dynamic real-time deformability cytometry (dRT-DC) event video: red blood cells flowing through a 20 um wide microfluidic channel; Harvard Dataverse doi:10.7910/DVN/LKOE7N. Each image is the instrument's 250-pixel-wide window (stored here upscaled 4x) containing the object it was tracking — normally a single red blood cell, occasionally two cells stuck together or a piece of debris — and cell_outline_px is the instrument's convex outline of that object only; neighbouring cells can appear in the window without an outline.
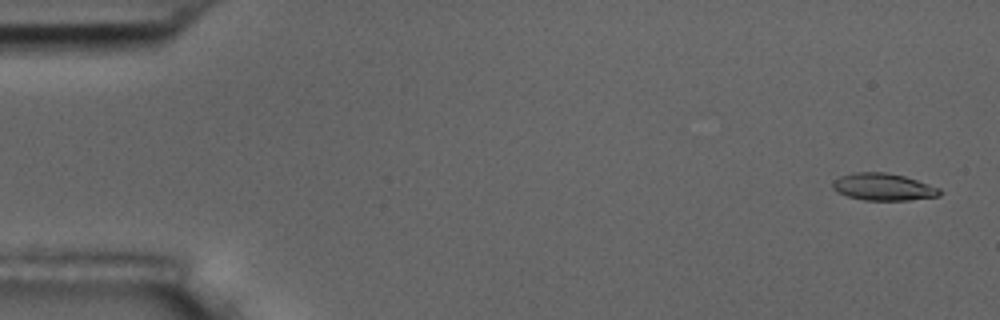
{"species": "common noctule bat (a hibernating species)", "species_latin": "Nyctalus noctula", "temperature_condition": "room temperature", "stored_images_in_passage": 4, "camera_frame_rate_fps": 3000, "um_per_image_px": 0.085, "animal": {"sex": "male", "body_mass_g": 17.5, "forearm_length_mm": 52.3}, "frame": {"image": 1, "passage_image": 1, "time_ms": 0.0, "image_size_px": [1000, 320], "cell_outline_px": [[944, 192], [940, 196], [908, 200], [864, 200], [848, 196], [836, 192], [832, 188], [832, 180], [840, 176], [852, 172], [888, 172], [904, 176], [940, 188]], "centroid_in_image_um": [75.07, 15.88], "position_along_channel_um": 9.9, "area_um2": 17.11}}
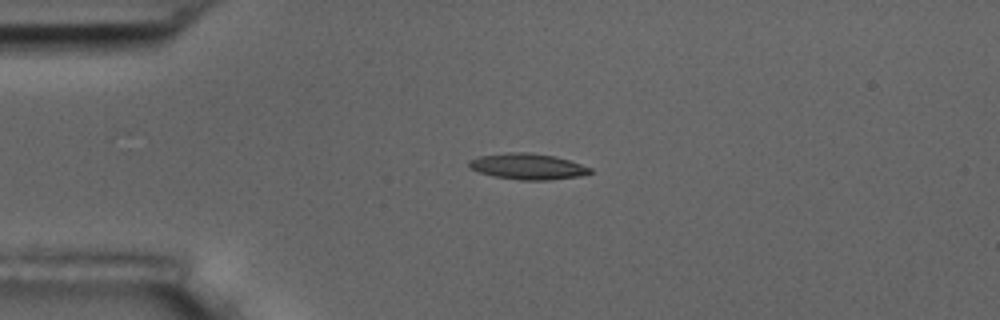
{"frame": {"image": 2, "passage_image": 4, "time_ms": 3.667, "image_size_px": [1000, 320], "cell_outline_px": [[592, 172], [580, 176], [548, 180], [520, 180], [492, 176], [468, 168], [468, 160], [480, 156], [508, 152], [528, 152], [556, 156], [592, 168]], "centroid_in_image_um": [44.83, 14.15], "position_along_channel_um": 40.2, "area_um2": 18.38}}